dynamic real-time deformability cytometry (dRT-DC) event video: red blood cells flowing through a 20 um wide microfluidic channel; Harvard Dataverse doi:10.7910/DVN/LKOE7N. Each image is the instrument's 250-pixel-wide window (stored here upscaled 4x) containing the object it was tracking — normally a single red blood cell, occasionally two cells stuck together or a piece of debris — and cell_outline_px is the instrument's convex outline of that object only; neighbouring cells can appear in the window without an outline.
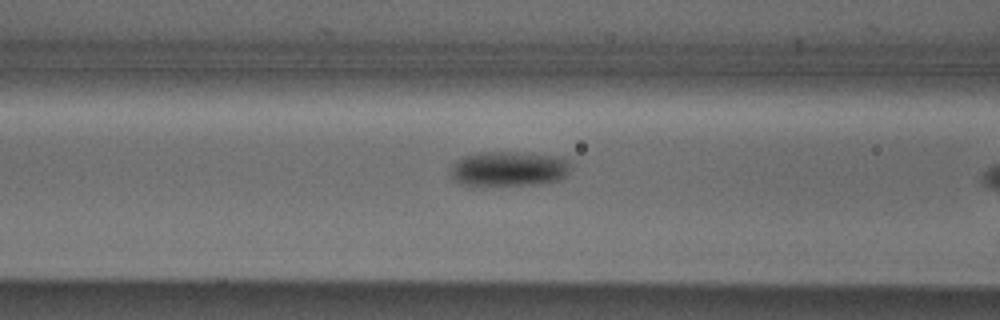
{"species": "Egyptian fruit bat (a non-hibernating species)", "species_latin": "Rousettus aegyptiacus", "temperature_condition": "cold", "stored_images_in_passage": 10, "camera_frame_rate_fps": 3000, "um_per_image_px": 0.085, "animal": {"sex": "male"}, "frame": {"image": 1, "passage_image": 9, "time_ms": 2.667, "image_size_px": [1000, 320], "cell_outline_px": [[572, 164], [568, 176], [560, 180], [544, 184], [476, 188], [468, 188], [452, 180], [448, 172], [452, 164], [456, 160], [464, 156], [476, 152], [532, 152], [564, 156]], "centroid_in_image_um": [43.23, 14.39], "position_along_channel_um": 123.4, "area_um2": 26.47}}